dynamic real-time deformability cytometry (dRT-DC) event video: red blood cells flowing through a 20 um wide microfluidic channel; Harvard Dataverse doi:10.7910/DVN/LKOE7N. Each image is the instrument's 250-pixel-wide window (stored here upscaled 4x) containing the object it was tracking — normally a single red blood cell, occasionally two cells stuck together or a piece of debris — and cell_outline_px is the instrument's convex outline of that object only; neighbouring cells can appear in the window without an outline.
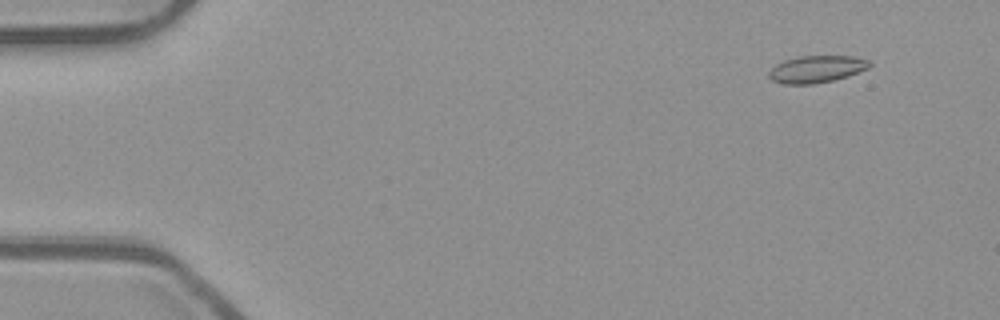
{"species": "common noctule bat (a hibernating species)", "species_latin": "Nyctalus noctula", "temperature_condition": "room temperature", "stored_images_in_passage": 54, "camera_frame_rate_fps": 3000, "um_per_image_px": 0.085, "animal": {"sex": "male", "body_mass_g": 23.1, "forearm_length_mm": 52.7}, "frame": {"image": 1, "passage_image": 5, "time_ms": 1.333, "image_size_px": [1000, 320], "cell_outline_px": [[872, 64], [868, 68], [848, 76], [832, 80], [812, 84], [784, 84], [772, 80], [768, 76], [768, 72], [776, 64], [784, 60], [800, 56], [852, 56], [868, 60]], "centroid_in_image_um": [69.39, 5.87], "position_along_channel_um": 15.6, "area_um2": 15.78}}
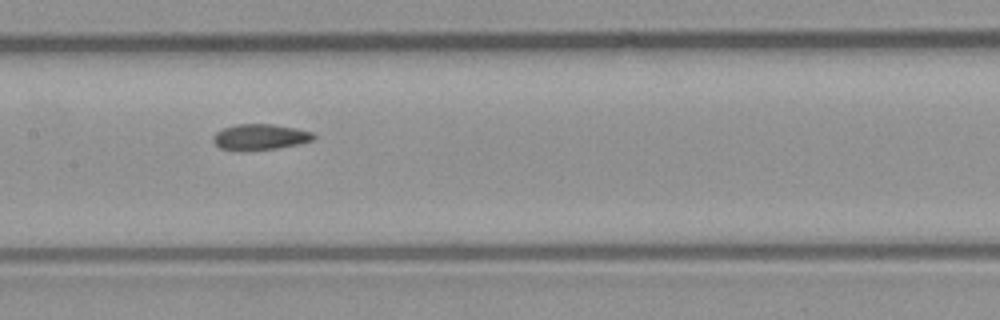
{"frame": {"image": 2, "passage_image": 27, "time_ms": 8.667, "image_size_px": [1000, 320], "cell_outline_px": [[316, 136], [312, 140], [300, 144], [276, 148], [244, 152], [236, 152], [220, 148], [212, 140], [212, 136], [216, 132], [224, 128], [236, 124], [272, 124], [296, 128], [312, 132]], "centroid_in_image_um": [22.07, 11.66], "position_along_channel_um": 185.3, "area_um2": 15.43}}
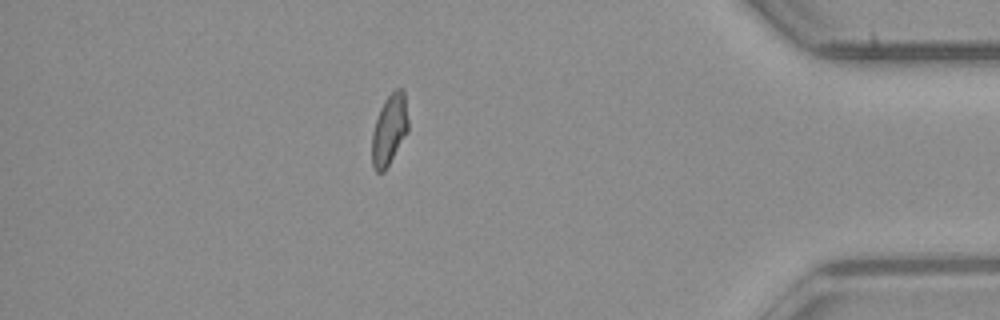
{"frame": {"image": 3, "passage_image": 47, "time_ms": 15.333, "image_size_px": [1000, 320], "cell_outline_px": [[408, 132], [384, 172], [376, 172], [372, 164], [372, 132], [380, 108], [384, 100], [396, 88], [404, 88], [408, 120]], "centroid_in_image_um": [33.1, 11.01], "position_along_channel_um": 402.1, "area_um2": 14.97}, "authors_computed_cell_mechanics": {"area_um2": 15.4615, "velocity_mm_per_s": 3.8977, "shape_relaxation_time_tau1_ms": null, "shape_relaxation_time_tau2_ms": 2.6503, "deformation_change_tau1": null, "deformation_change_tau2": 0.0652}}